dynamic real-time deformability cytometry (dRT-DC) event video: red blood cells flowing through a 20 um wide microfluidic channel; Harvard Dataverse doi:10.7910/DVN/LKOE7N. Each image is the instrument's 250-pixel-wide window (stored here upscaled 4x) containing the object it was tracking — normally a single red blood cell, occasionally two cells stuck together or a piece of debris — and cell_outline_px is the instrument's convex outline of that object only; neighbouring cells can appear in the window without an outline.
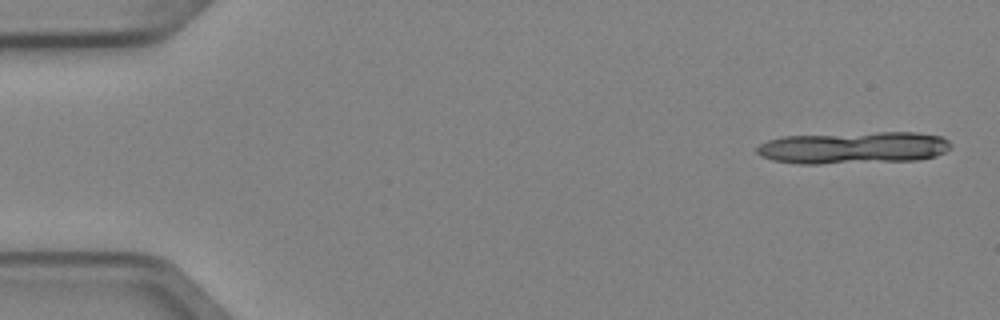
{"species": "Egyptian fruit bat (a non-hibernating species)", "species_latin": "Rousettus aegyptiacus", "temperature_condition": "cold", "stored_images_in_passage": 5, "segment_of_instrument_passage": [1, 2], "camera_frame_rate_fps": 3000, "um_per_image_px": 0.085, "animal": {"sex": "female"}, "frame": {"image": 1, "passage_image": 1, "time_ms": 0.0, "image_size_px": [1000, 320], "cell_outline_px": [[952, 148], [936, 156], [916, 160], [820, 164], [800, 164], [772, 160], [760, 156], [756, 152], [756, 148], [760, 144], [768, 140], [784, 136], [876, 132], [916, 132], [940, 136], [948, 140], [952, 144]], "centroid_in_image_um": [72.55, 12.56], "position_along_channel_um": 12.4, "area_um2": 36.47}}